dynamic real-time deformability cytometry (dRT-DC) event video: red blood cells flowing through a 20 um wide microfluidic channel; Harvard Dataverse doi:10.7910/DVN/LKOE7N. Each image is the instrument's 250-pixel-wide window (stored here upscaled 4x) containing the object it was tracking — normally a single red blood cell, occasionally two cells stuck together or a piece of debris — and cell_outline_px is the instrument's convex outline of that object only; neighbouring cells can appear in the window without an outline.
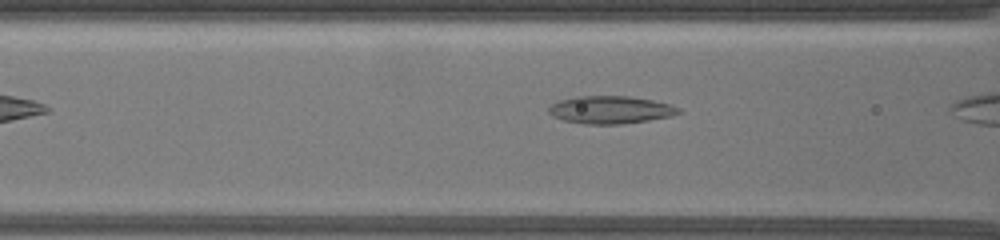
{"species": "common noctule bat (a hibernating species)", "species_latin": "Nyctalus noctula", "temperature_condition": "warm", "stored_images_in_passage": 7, "camera_frame_rate_fps": 3000, "um_per_image_px": 0.085, "animal": {"sex": "female", "body_mass_g": 19.5, "forearm_length_mm": 54.1}, "frame": {"image": 1, "passage_image": 4, "time_ms": 1.0, "image_size_px": [1000, 240], "cell_outline_px": [[684, 112], [672, 116], [648, 120], [620, 124], [584, 124], [564, 120], [552, 116], [548, 112], [548, 108], [552, 104], [560, 100], [576, 96], [628, 96], [652, 100], [672, 104], [680, 108]], "centroid_in_image_um": [51.92, 9.33], "position_along_channel_um": 114.7, "area_um2": 21.04}}